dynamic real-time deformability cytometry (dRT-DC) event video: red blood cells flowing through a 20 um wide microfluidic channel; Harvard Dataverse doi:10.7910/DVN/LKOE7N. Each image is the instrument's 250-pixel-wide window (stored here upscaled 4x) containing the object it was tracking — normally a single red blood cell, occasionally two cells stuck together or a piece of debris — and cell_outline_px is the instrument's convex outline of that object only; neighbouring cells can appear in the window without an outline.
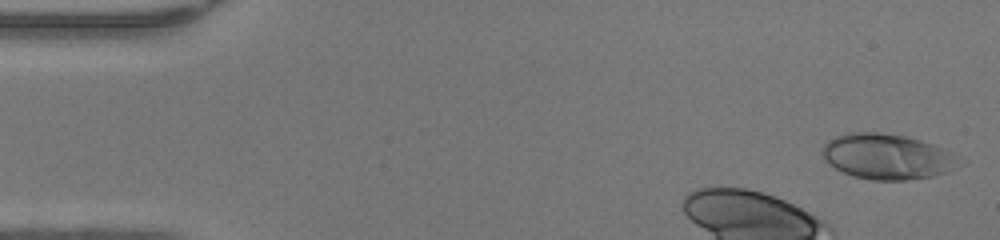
{"species": "human", "species_latin": "Homo sapiens", "temperature_condition": "warm", "stored_images_in_passage": 34, "camera_frame_rate_fps": 3000, "um_per_image_px": 0.085, "donor": {"sex": "female"}, "frame": {"image": 1, "passage_image": 2, "time_ms": 0.333, "image_size_px": [1000, 240], "cell_outline_px": [[964, 164], [944, 172], [932, 176], [904, 180], [872, 180], [852, 176], [828, 164], [824, 160], [820, 152], [824, 144], [828, 140], [844, 132], [880, 132], [904, 136], [920, 140], [944, 148], [952, 152]], "centroid_in_image_um": [75.38, 13.3], "position_along_channel_um": 9.6, "area_um2": 36.41}}